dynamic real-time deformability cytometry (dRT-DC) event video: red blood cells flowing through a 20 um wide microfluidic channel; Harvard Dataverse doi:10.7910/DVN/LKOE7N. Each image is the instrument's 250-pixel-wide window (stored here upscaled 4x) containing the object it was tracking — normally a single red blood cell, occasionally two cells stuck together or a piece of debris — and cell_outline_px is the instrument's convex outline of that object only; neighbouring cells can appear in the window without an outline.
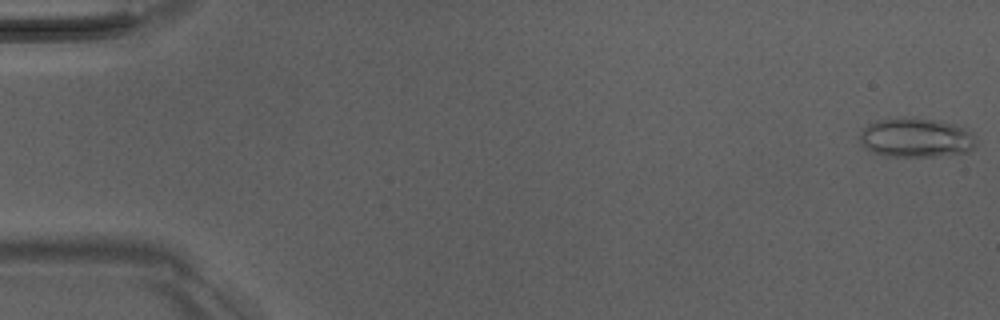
{"species": "Egyptian fruit bat (a non-hibernating species)", "species_latin": "Rousettus aegyptiacus", "temperature_condition": "room temperature", "stored_images_in_passage": 51, "camera_frame_rate_fps": 3000, "um_per_image_px": 0.085, "animal": {"sex": "male"}, "frame": {"image": 1, "passage_image": 1, "time_ms": 0.0, "image_size_px": [1000, 320], "cell_outline_px": [[976, 144], [968, 152], [932, 156], [888, 156], [872, 152], [860, 144], [860, 132], [868, 124], [876, 120], [904, 116], [912, 116], [940, 120], [968, 128], [972, 132], [976, 140]], "centroid_in_image_um": [77.87, 11.67], "position_along_channel_um": 7.1, "area_um2": 27.17}}
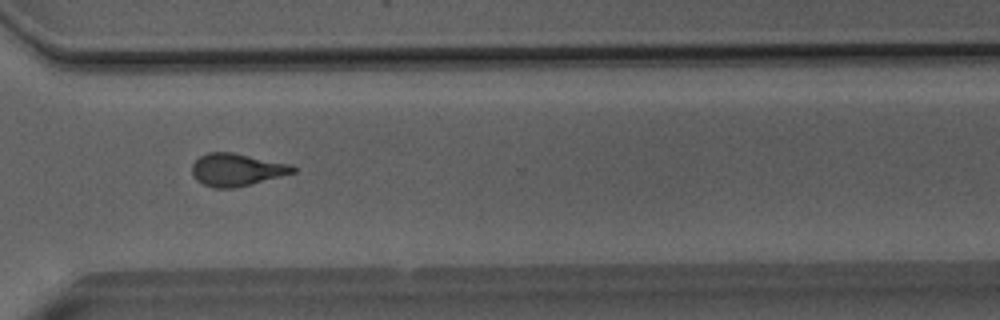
{"frame": {"image": 2, "passage_image": 38, "time_ms": 12.333, "image_size_px": [1000, 320], "cell_outline_px": [[296, 172], [232, 188], [212, 188], [196, 180], [192, 176], [192, 164], [200, 156], [208, 152], [232, 152], [292, 164], [296, 168]], "centroid_in_image_um": [20.09, 14.41], "position_along_channel_um": 350.5, "area_um2": 19.02}}
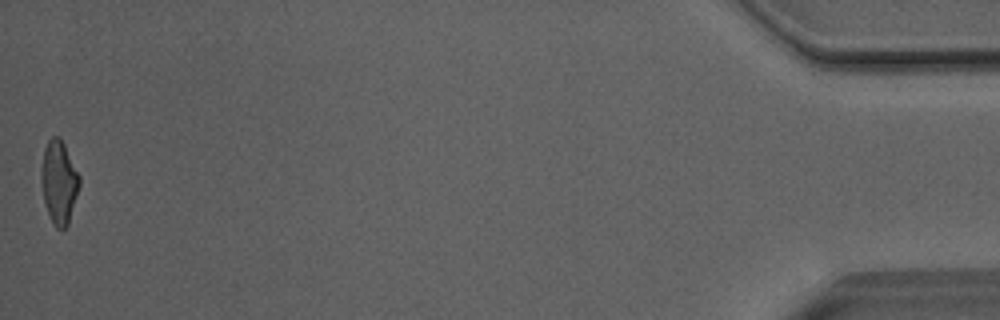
{"frame": {"image": 3, "passage_image": 51, "time_ms": 16.667, "image_size_px": [1000, 320], "cell_outline_px": [[80, 184], [68, 224], [64, 228], [56, 228], [48, 212], [44, 200], [40, 176], [40, 172], [44, 148], [48, 140], [52, 136], [56, 136], [64, 144], [80, 176]], "centroid_in_image_um": [5.0, 15.45], "position_along_channel_um": 430.2, "area_um2": 18.21}, "authors_computed_cell_mechanics": {"area_um2": 19.4786, "velocity_mm_per_s": 4.0726, "shape_relaxation_time_tau1_ms": null, "shape_relaxation_time_tau2_ms": 2.1705, "deformation_change_tau1": null, "deformation_change_tau2": 0.1192}}